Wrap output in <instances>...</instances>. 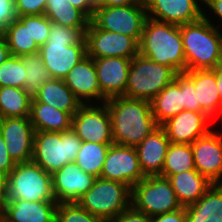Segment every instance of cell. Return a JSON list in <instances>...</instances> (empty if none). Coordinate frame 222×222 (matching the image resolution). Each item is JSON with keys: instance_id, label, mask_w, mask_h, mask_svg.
Returning a JSON list of instances; mask_svg holds the SVG:
<instances>
[{"instance_id": "50", "label": "cell", "mask_w": 222, "mask_h": 222, "mask_svg": "<svg viewBox=\"0 0 222 222\" xmlns=\"http://www.w3.org/2000/svg\"><path fill=\"white\" fill-rule=\"evenodd\" d=\"M215 73L217 88L220 94V98L222 100V63L216 66Z\"/></svg>"}, {"instance_id": "39", "label": "cell", "mask_w": 222, "mask_h": 222, "mask_svg": "<svg viewBox=\"0 0 222 222\" xmlns=\"http://www.w3.org/2000/svg\"><path fill=\"white\" fill-rule=\"evenodd\" d=\"M51 23L45 15H29V34L39 47L47 42Z\"/></svg>"}, {"instance_id": "27", "label": "cell", "mask_w": 222, "mask_h": 222, "mask_svg": "<svg viewBox=\"0 0 222 222\" xmlns=\"http://www.w3.org/2000/svg\"><path fill=\"white\" fill-rule=\"evenodd\" d=\"M29 117L35 131L64 132L71 129L73 116L32 98Z\"/></svg>"}, {"instance_id": "12", "label": "cell", "mask_w": 222, "mask_h": 222, "mask_svg": "<svg viewBox=\"0 0 222 222\" xmlns=\"http://www.w3.org/2000/svg\"><path fill=\"white\" fill-rule=\"evenodd\" d=\"M100 178L121 182L131 189L145 178L135 147L111 144L100 174Z\"/></svg>"}, {"instance_id": "25", "label": "cell", "mask_w": 222, "mask_h": 222, "mask_svg": "<svg viewBox=\"0 0 222 222\" xmlns=\"http://www.w3.org/2000/svg\"><path fill=\"white\" fill-rule=\"evenodd\" d=\"M33 98L39 103L49 104L72 116L83 105L62 79L51 78L40 87Z\"/></svg>"}, {"instance_id": "3", "label": "cell", "mask_w": 222, "mask_h": 222, "mask_svg": "<svg viewBox=\"0 0 222 222\" xmlns=\"http://www.w3.org/2000/svg\"><path fill=\"white\" fill-rule=\"evenodd\" d=\"M186 59V71L215 69L222 63V30L204 16L198 21L180 25Z\"/></svg>"}, {"instance_id": "14", "label": "cell", "mask_w": 222, "mask_h": 222, "mask_svg": "<svg viewBox=\"0 0 222 222\" xmlns=\"http://www.w3.org/2000/svg\"><path fill=\"white\" fill-rule=\"evenodd\" d=\"M148 18L184 25L201 19L204 0H145Z\"/></svg>"}, {"instance_id": "31", "label": "cell", "mask_w": 222, "mask_h": 222, "mask_svg": "<svg viewBox=\"0 0 222 222\" xmlns=\"http://www.w3.org/2000/svg\"><path fill=\"white\" fill-rule=\"evenodd\" d=\"M31 100L23 88L0 87V118L29 117Z\"/></svg>"}, {"instance_id": "10", "label": "cell", "mask_w": 222, "mask_h": 222, "mask_svg": "<svg viewBox=\"0 0 222 222\" xmlns=\"http://www.w3.org/2000/svg\"><path fill=\"white\" fill-rule=\"evenodd\" d=\"M71 129L81 141L113 144L111 116L105 103L83 104L72 117Z\"/></svg>"}, {"instance_id": "18", "label": "cell", "mask_w": 222, "mask_h": 222, "mask_svg": "<svg viewBox=\"0 0 222 222\" xmlns=\"http://www.w3.org/2000/svg\"><path fill=\"white\" fill-rule=\"evenodd\" d=\"M63 80L82 104H101L107 100L100 91L94 60L88 55Z\"/></svg>"}, {"instance_id": "11", "label": "cell", "mask_w": 222, "mask_h": 222, "mask_svg": "<svg viewBox=\"0 0 222 222\" xmlns=\"http://www.w3.org/2000/svg\"><path fill=\"white\" fill-rule=\"evenodd\" d=\"M86 50L91 58L132 59L139 54V43L133 37L101 30L90 21L86 30Z\"/></svg>"}, {"instance_id": "15", "label": "cell", "mask_w": 222, "mask_h": 222, "mask_svg": "<svg viewBox=\"0 0 222 222\" xmlns=\"http://www.w3.org/2000/svg\"><path fill=\"white\" fill-rule=\"evenodd\" d=\"M97 177L84 172L75 162L52 174V189L57 203L77 202L93 187Z\"/></svg>"}, {"instance_id": "4", "label": "cell", "mask_w": 222, "mask_h": 222, "mask_svg": "<svg viewBox=\"0 0 222 222\" xmlns=\"http://www.w3.org/2000/svg\"><path fill=\"white\" fill-rule=\"evenodd\" d=\"M81 144L80 137L72 129L64 132L35 131L31 161L52 175L75 161Z\"/></svg>"}, {"instance_id": "43", "label": "cell", "mask_w": 222, "mask_h": 222, "mask_svg": "<svg viewBox=\"0 0 222 222\" xmlns=\"http://www.w3.org/2000/svg\"><path fill=\"white\" fill-rule=\"evenodd\" d=\"M108 222H151V216L136 210L132 205Z\"/></svg>"}, {"instance_id": "45", "label": "cell", "mask_w": 222, "mask_h": 222, "mask_svg": "<svg viewBox=\"0 0 222 222\" xmlns=\"http://www.w3.org/2000/svg\"><path fill=\"white\" fill-rule=\"evenodd\" d=\"M151 222H186L185 207L173 212L151 217Z\"/></svg>"}, {"instance_id": "16", "label": "cell", "mask_w": 222, "mask_h": 222, "mask_svg": "<svg viewBox=\"0 0 222 222\" xmlns=\"http://www.w3.org/2000/svg\"><path fill=\"white\" fill-rule=\"evenodd\" d=\"M211 129L192 144L195 169L212 183H222V134Z\"/></svg>"}, {"instance_id": "52", "label": "cell", "mask_w": 222, "mask_h": 222, "mask_svg": "<svg viewBox=\"0 0 222 222\" xmlns=\"http://www.w3.org/2000/svg\"><path fill=\"white\" fill-rule=\"evenodd\" d=\"M0 222H11L2 213H0Z\"/></svg>"}, {"instance_id": "29", "label": "cell", "mask_w": 222, "mask_h": 222, "mask_svg": "<svg viewBox=\"0 0 222 222\" xmlns=\"http://www.w3.org/2000/svg\"><path fill=\"white\" fill-rule=\"evenodd\" d=\"M152 115L158 126L182 111V93L173 80L165 86L151 101Z\"/></svg>"}, {"instance_id": "51", "label": "cell", "mask_w": 222, "mask_h": 222, "mask_svg": "<svg viewBox=\"0 0 222 222\" xmlns=\"http://www.w3.org/2000/svg\"><path fill=\"white\" fill-rule=\"evenodd\" d=\"M217 116H218V118H217ZM217 119V120H216ZM218 119H219V123H218V125L220 126L221 125V127L219 128V130L217 131V132H219V133H221L222 134V103H221V106H220V109H219V111H218V113H217V115H216V117L215 118H213V122H215V121H218ZM215 120V121H214ZM221 123V124H220Z\"/></svg>"}, {"instance_id": "53", "label": "cell", "mask_w": 222, "mask_h": 222, "mask_svg": "<svg viewBox=\"0 0 222 222\" xmlns=\"http://www.w3.org/2000/svg\"><path fill=\"white\" fill-rule=\"evenodd\" d=\"M99 1H100V0H93V2H94L95 4H97Z\"/></svg>"}, {"instance_id": "48", "label": "cell", "mask_w": 222, "mask_h": 222, "mask_svg": "<svg viewBox=\"0 0 222 222\" xmlns=\"http://www.w3.org/2000/svg\"><path fill=\"white\" fill-rule=\"evenodd\" d=\"M8 199V175L0 172V210Z\"/></svg>"}, {"instance_id": "13", "label": "cell", "mask_w": 222, "mask_h": 222, "mask_svg": "<svg viewBox=\"0 0 222 222\" xmlns=\"http://www.w3.org/2000/svg\"><path fill=\"white\" fill-rule=\"evenodd\" d=\"M0 134L15 164L31 161L35 130L30 117L0 118Z\"/></svg>"}, {"instance_id": "38", "label": "cell", "mask_w": 222, "mask_h": 222, "mask_svg": "<svg viewBox=\"0 0 222 222\" xmlns=\"http://www.w3.org/2000/svg\"><path fill=\"white\" fill-rule=\"evenodd\" d=\"M174 81L181 88L182 110L200 112V104L197 102L194 82L184 73H177Z\"/></svg>"}, {"instance_id": "19", "label": "cell", "mask_w": 222, "mask_h": 222, "mask_svg": "<svg viewBox=\"0 0 222 222\" xmlns=\"http://www.w3.org/2000/svg\"><path fill=\"white\" fill-rule=\"evenodd\" d=\"M101 94L106 98L124 96L131 59L121 57L93 58Z\"/></svg>"}, {"instance_id": "44", "label": "cell", "mask_w": 222, "mask_h": 222, "mask_svg": "<svg viewBox=\"0 0 222 222\" xmlns=\"http://www.w3.org/2000/svg\"><path fill=\"white\" fill-rule=\"evenodd\" d=\"M15 165L16 164L9 156L4 138L0 134V172L9 175Z\"/></svg>"}, {"instance_id": "30", "label": "cell", "mask_w": 222, "mask_h": 222, "mask_svg": "<svg viewBox=\"0 0 222 222\" xmlns=\"http://www.w3.org/2000/svg\"><path fill=\"white\" fill-rule=\"evenodd\" d=\"M52 23L72 28H87L90 19L68 0H47L44 14Z\"/></svg>"}, {"instance_id": "2", "label": "cell", "mask_w": 222, "mask_h": 222, "mask_svg": "<svg viewBox=\"0 0 222 222\" xmlns=\"http://www.w3.org/2000/svg\"><path fill=\"white\" fill-rule=\"evenodd\" d=\"M139 54L155 63L171 67L176 73L186 71L178 25L147 18L139 40Z\"/></svg>"}, {"instance_id": "40", "label": "cell", "mask_w": 222, "mask_h": 222, "mask_svg": "<svg viewBox=\"0 0 222 222\" xmlns=\"http://www.w3.org/2000/svg\"><path fill=\"white\" fill-rule=\"evenodd\" d=\"M47 0H15L16 13L19 16L44 15Z\"/></svg>"}, {"instance_id": "26", "label": "cell", "mask_w": 222, "mask_h": 222, "mask_svg": "<svg viewBox=\"0 0 222 222\" xmlns=\"http://www.w3.org/2000/svg\"><path fill=\"white\" fill-rule=\"evenodd\" d=\"M186 222H222V183H213L194 204L185 207Z\"/></svg>"}, {"instance_id": "9", "label": "cell", "mask_w": 222, "mask_h": 222, "mask_svg": "<svg viewBox=\"0 0 222 222\" xmlns=\"http://www.w3.org/2000/svg\"><path fill=\"white\" fill-rule=\"evenodd\" d=\"M147 18L146 5L96 6L90 21L101 30L133 37L139 43Z\"/></svg>"}, {"instance_id": "49", "label": "cell", "mask_w": 222, "mask_h": 222, "mask_svg": "<svg viewBox=\"0 0 222 222\" xmlns=\"http://www.w3.org/2000/svg\"><path fill=\"white\" fill-rule=\"evenodd\" d=\"M11 56L3 31H0V65Z\"/></svg>"}, {"instance_id": "22", "label": "cell", "mask_w": 222, "mask_h": 222, "mask_svg": "<svg viewBox=\"0 0 222 222\" xmlns=\"http://www.w3.org/2000/svg\"><path fill=\"white\" fill-rule=\"evenodd\" d=\"M56 201L7 200L1 213L11 222H55Z\"/></svg>"}, {"instance_id": "34", "label": "cell", "mask_w": 222, "mask_h": 222, "mask_svg": "<svg viewBox=\"0 0 222 222\" xmlns=\"http://www.w3.org/2000/svg\"><path fill=\"white\" fill-rule=\"evenodd\" d=\"M26 70L25 92L33 98L40 87L51 79L39 53L21 56Z\"/></svg>"}, {"instance_id": "36", "label": "cell", "mask_w": 222, "mask_h": 222, "mask_svg": "<svg viewBox=\"0 0 222 222\" xmlns=\"http://www.w3.org/2000/svg\"><path fill=\"white\" fill-rule=\"evenodd\" d=\"M87 28H72L51 23L49 36L45 44L86 43Z\"/></svg>"}, {"instance_id": "42", "label": "cell", "mask_w": 222, "mask_h": 222, "mask_svg": "<svg viewBox=\"0 0 222 222\" xmlns=\"http://www.w3.org/2000/svg\"><path fill=\"white\" fill-rule=\"evenodd\" d=\"M204 17L210 22L212 23L213 25H216L215 23H213V17L215 19H217L219 22L222 23V0H204ZM208 7V9H207ZM207 10V11H206ZM209 11V13H208ZM212 13V14H211ZM209 15V16H208ZM211 15V16H210ZM214 15V16H212ZM216 22L217 25L216 27L221 30L222 29V24L219 23V22ZM219 24V25H218ZM220 26V27H219Z\"/></svg>"}, {"instance_id": "24", "label": "cell", "mask_w": 222, "mask_h": 222, "mask_svg": "<svg viewBox=\"0 0 222 222\" xmlns=\"http://www.w3.org/2000/svg\"><path fill=\"white\" fill-rule=\"evenodd\" d=\"M168 179L182 207L196 203L213 184L197 170L173 174Z\"/></svg>"}, {"instance_id": "41", "label": "cell", "mask_w": 222, "mask_h": 222, "mask_svg": "<svg viewBox=\"0 0 222 222\" xmlns=\"http://www.w3.org/2000/svg\"><path fill=\"white\" fill-rule=\"evenodd\" d=\"M17 18L15 0H0V31H4Z\"/></svg>"}, {"instance_id": "47", "label": "cell", "mask_w": 222, "mask_h": 222, "mask_svg": "<svg viewBox=\"0 0 222 222\" xmlns=\"http://www.w3.org/2000/svg\"><path fill=\"white\" fill-rule=\"evenodd\" d=\"M146 5L145 0H100L96 6H137Z\"/></svg>"}, {"instance_id": "28", "label": "cell", "mask_w": 222, "mask_h": 222, "mask_svg": "<svg viewBox=\"0 0 222 222\" xmlns=\"http://www.w3.org/2000/svg\"><path fill=\"white\" fill-rule=\"evenodd\" d=\"M3 33L11 56L39 53V46L29 34V15L19 16Z\"/></svg>"}, {"instance_id": "33", "label": "cell", "mask_w": 222, "mask_h": 222, "mask_svg": "<svg viewBox=\"0 0 222 222\" xmlns=\"http://www.w3.org/2000/svg\"><path fill=\"white\" fill-rule=\"evenodd\" d=\"M111 144L82 141L75 163L86 173L100 177Z\"/></svg>"}, {"instance_id": "37", "label": "cell", "mask_w": 222, "mask_h": 222, "mask_svg": "<svg viewBox=\"0 0 222 222\" xmlns=\"http://www.w3.org/2000/svg\"><path fill=\"white\" fill-rule=\"evenodd\" d=\"M55 222H106L103 218L92 215L77 202L58 203Z\"/></svg>"}, {"instance_id": "35", "label": "cell", "mask_w": 222, "mask_h": 222, "mask_svg": "<svg viewBox=\"0 0 222 222\" xmlns=\"http://www.w3.org/2000/svg\"><path fill=\"white\" fill-rule=\"evenodd\" d=\"M26 70L19 56H10L0 65V87L24 88Z\"/></svg>"}, {"instance_id": "23", "label": "cell", "mask_w": 222, "mask_h": 222, "mask_svg": "<svg viewBox=\"0 0 222 222\" xmlns=\"http://www.w3.org/2000/svg\"><path fill=\"white\" fill-rule=\"evenodd\" d=\"M184 73L194 82L200 112L213 120L222 103L216 84L215 69L189 70Z\"/></svg>"}, {"instance_id": "7", "label": "cell", "mask_w": 222, "mask_h": 222, "mask_svg": "<svg viewBox=\"0 0 222 222\" xmlns=\"http://www.w3.org/2000/svg\"><path fill=\"white\" fill-rule=\"evenodd\" d=\"M56 201L52 175L33 161L18 163L8 175V199Z\"/></svg>"}, {"instance_id": "20", "label": "cell", "mask_w": 222, "mask_h": 222, "mask_svg": "<svg viewBox=\"0 0 222 222\" xmlns=\"http://www.w3.org/2000/svg\"><path fill=\"white\" fill-rule=\"evenodd\" d=\"M39 54L50 77L64 79L67 73L87 55L86 43L44 44Z\"/></svg>"}, {"instance_id": "17", "label": "cell", "mask_w": 222, "mask_h": 222, "mask_svg": "<svg viewBox=\"0 0 222 222\" xmlns=\"http://www.w3.org/2000/svg\"><path fill=\"white\" fill-rule=\"evenodd\" d=\"M211 122L212 119L202 112L182 110L178 115L164 122L161 127L170 143L192 144L211 130Z\"/></svg>"}, {"instance_id": "46", "label": "cell", "mask_w": 222, "mask_h": 222, "mask_svg": "<svg viewBox=\"0 0 222 222\" xmlns=\"http://www.w3.org/2000/svg\"><path fill=\"white\" fill-rule=\"evenodd\" d=\"M75 8L81 10L90 20L93 17L96 4L93 0H68Z\"/></svg>"}, {"instance_id": "21", "label": "cell", "mask_w": 222, "mask_h": 222, "mask_svg": "<svg viewBox=\"0 0 222 222\" xmlns=\"http://www.w3.org/2000/svg\"><path fill=\"white\" fill-rule=\"evenodd\" d=\"M169 145L170 140L164 129L158 126L135 147L140 168L145 176L159 175L162 172Z\"/></svg>"}, {"instance_id": "32", "label": "cell", "mask_w": 222, "mask_h": 222, "mask_svg": "<svg viewBox=\"0 0 222 222\" xmlns=\"http://www.w3.org/2000/svg\"><path fill=\"white\" fill-rule=\"evenodd\" d=\"M187 170H196L191 144L170 143L159 175L168 178L170 175Z\"/></svg>"}, {"instance_id": "1", "label": "cell", "mask_w": 222, "mask_h": 222, "mask_svg": "<svg viewBox=\"0 0 222 222\" xmlns=\"http://www.w3.org/2000/svg\"><path fill=\"white\" fill-rule=\"evenodd\" d=\"M105 104L111 116L114 144L136 147L158 127L150 101L117 96Z\"/></svg>"}, {"instance_id": "6", "label": "cell", "mask_w": 222, "mask_h": 222, "mask_svg": "<svg viewBox=\"0 0 222 222\" xmlns=\"http://www.w3.org/2000/svg\"><path fill=\"white\" fill-rule=\"evenodd\" d=\"M176 74L171 67L155 63L138 54L131 59L124 96L151 101L174 80Z\"/></svg>"}, {"instance_id": "5", "label": "cell", "mask_w": 222, "mask_h": 222, "mask_svg": "<svg viewBox=\"0 0 222 222\" xmlns=\"http://www.w3.org/2000/svg\"><path fill=\"white\" fill-rule=\"evenodd\" d=\"M131 196L132 189L128 185L98 177L77 203L108 222L131 206Z\"/></svg>"}, {"instance_id": "8", "label": "cell", "mask_w": 222, "mask_h": 222, "mask_svg": "<svg viewBox=\"0 0 222 222\" xmlns=\"http://www.w3.org/2000/svg\"><path fill=\"white\" fill-rule=\"evenodd\" d=\"M131 205L151 217L183 208L170 180L160 175L145 176L132 187Z\"/></svg>"}]
</instances>
